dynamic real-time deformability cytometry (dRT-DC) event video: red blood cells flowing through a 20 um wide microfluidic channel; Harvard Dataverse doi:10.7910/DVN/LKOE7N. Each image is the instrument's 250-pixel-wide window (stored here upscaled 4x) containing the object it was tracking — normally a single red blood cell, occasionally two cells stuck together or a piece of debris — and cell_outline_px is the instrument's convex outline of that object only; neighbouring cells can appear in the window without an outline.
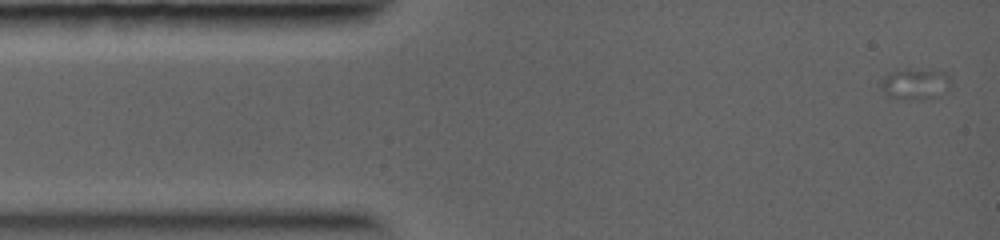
{"species": "common noctule bat (a hibernating species)", "species_latin": "Nyctalus noctula", "temperature_condition": "warm", "stored_images_in_passage": 8, "camera_frame_rate_fps": 5000, "um_per_image_px": 0.085, "animal": {"sex": "female", "body_mass_g": 19.0, "forearm_length_mm": 56.7}, "frame": {"image": 1, "passage_image": 1, "time_ms": 0.0, "image_size_px": [1000, 240], "cell_outline_px": [[948, 84], [944, 92], [936, 96], [920, 100], [908, 100], [888, 96], [880, 88], [880, 80], [896, 68], [948, 72]], "centroid_in_image_um": [77.71, 7.13], "position_along_channel_um": 7.3, "area_um2": 12.6}}
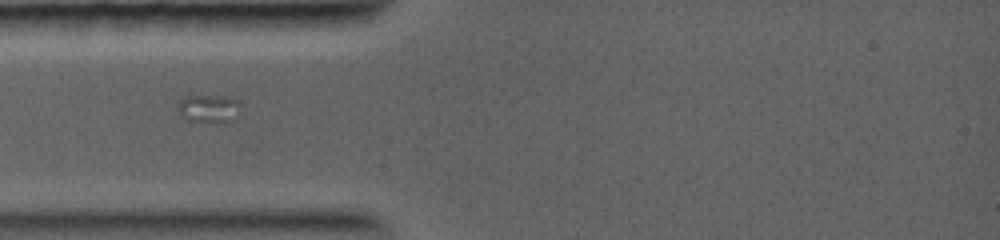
{"frame": {"image": 2, "passage_image": 5, "time_ms": 3.6, "image_size_px": [1000, 240], "cell_outline_px": [[240, 104], [232, 120], [228, 124], [188, 120], [180, 116], [176, 104], [184, 96], [220, 96], [236, 100]], "centroid_in_image_um": [17.68, 9.25], "position_along_channel_um": 67.3, "area_um2": 10.23}}